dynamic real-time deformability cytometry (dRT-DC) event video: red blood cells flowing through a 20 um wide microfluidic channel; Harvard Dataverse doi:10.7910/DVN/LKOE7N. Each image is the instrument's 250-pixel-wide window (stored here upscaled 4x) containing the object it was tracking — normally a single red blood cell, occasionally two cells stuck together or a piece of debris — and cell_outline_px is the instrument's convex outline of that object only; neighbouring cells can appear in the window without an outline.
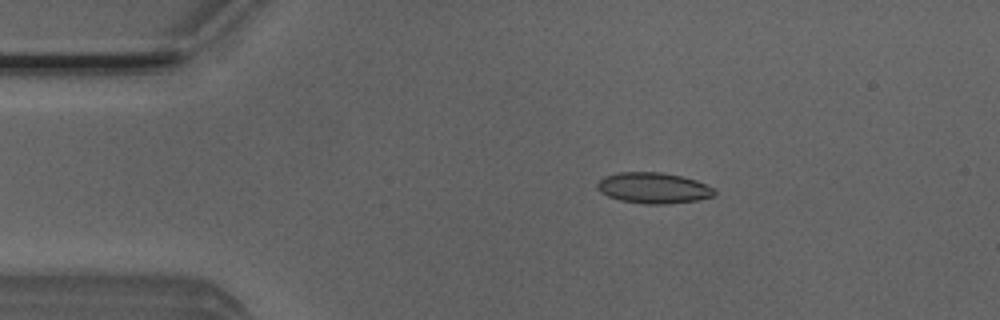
{"species": "Egyptian fruit bat (a non-hibernating species)", "species_latin": "Rousettus aegyptiacus", "temperature_condition": "room temperature", "stored_images_in_passage": 4, "camera_frame_rate_fps": 3000, "um_per_image_px": 0.085, "animal": {"sex": "male"}, "frame": {"image": 1, "passage_image": 2, "time_ms": 0.333, "image_size_px": [1000, 320], "cell_outline_px": [[716, 192], [712, 196], [696, 200], [664, 204], [644, 204], [620, 200], [608, 196], [600, 192], [596, 188], [596, 184], [604, 176], [620, 172], [660, 172], [680, 176], [696, 180], [712, 188]], "centroid_in_image_um": [55.48, 15.97], "position_along_channel_um": 29.5, "area_um2": 20.87}}